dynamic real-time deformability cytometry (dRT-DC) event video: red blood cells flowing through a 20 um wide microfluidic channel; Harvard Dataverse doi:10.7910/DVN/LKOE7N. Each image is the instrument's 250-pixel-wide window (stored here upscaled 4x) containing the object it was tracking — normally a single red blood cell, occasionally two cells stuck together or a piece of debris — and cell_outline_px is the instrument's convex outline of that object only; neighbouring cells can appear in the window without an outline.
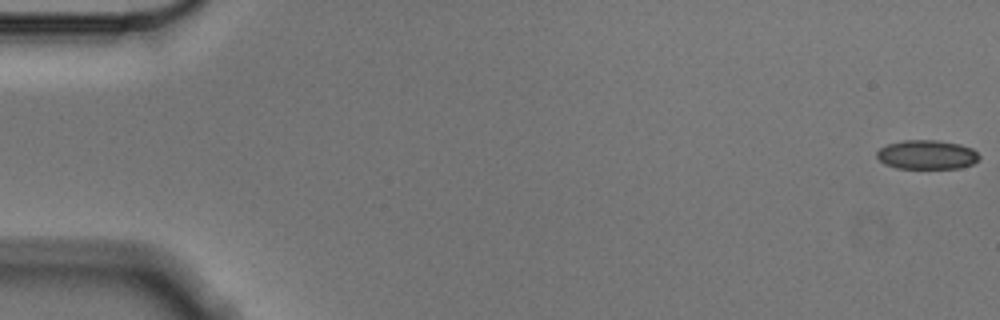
{"species": "Egyptian fruit bat (a non-hibernating species)", "species_latin": "Rousettus aegyptiacus", "temperature_condition": "cold", "stored_images_in_passage": 56, "camera_frame_rate_fps": 3000, "um_per_image_px": 0.085, "animal": {"sex": "male"}, "frame": {"image": 1, "passage_image": 1, "time_ms": 0.0, "image_size_px": [1000, 320], "cell_outline_px": [[980, 156], [972, 164], [960, 168], [896, 168], [884, 164], [876, 156], [876, 152], [880, 148], [888, 144], [904, 140], [936, 140], [960, 144], [972, 148]], "centroid_in_image_um": [78.76, 13.15], "position_along_channel_um": 6.2, "area_um2": 17.34}}
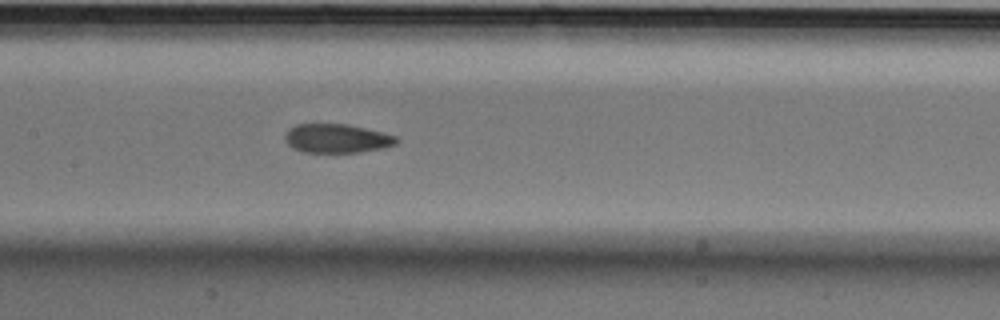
{"frame": {"image": 2, "passage_image": 27, "time_ms": 8.667, "image_size_px": [1000, 320], "cell_outline_px": [[400, 140], [396, 144], [384, 148], [360, 152], [304, 152], [292, 148], [284, 140], [284, 136], [288, 128], [296, 124], [348, 124], [384, 132], [396, 136]], "centroid_in_image_um": [28.64, 11.76], "position_along_channel_um": 178.8, "area_um2": 19.02}}
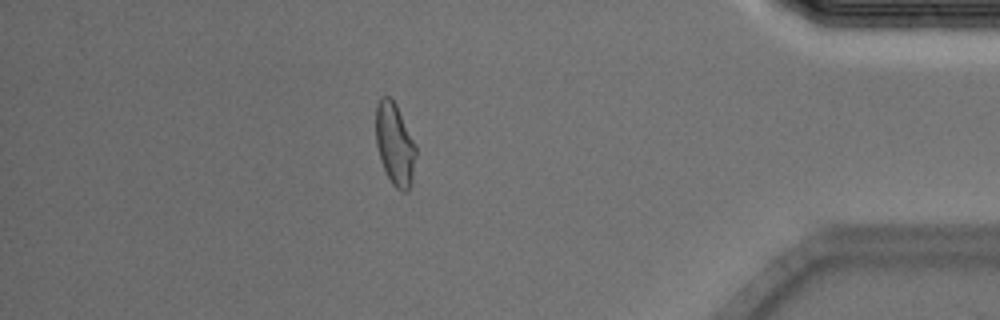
{"frame": {"image": 3, "passage_image": 49, "time_ms": 16.0, "image_size_px": [1000, 320], "cell_outline_px": [[416, 156], [412, 180], [408, 192], [404, 192], [396, 188], [392, 184], [384, 172], [380, 160], [376, 144], [376, 104], [380, 96], [388, 96], [396, 104], [416, 144]], "centroid_in_image_um": [33.56, 12.27], "position_along_channel_um": 401.6, "area_um2": 19.48}, "authors_computed_cell_mechanics": {"area_um2": 19.4786, "velocity_mm_per_s": 3.5546, "shape_relaxation_time_tau1_ms": 8.1289, "shape_relaxation_time_tau2_ms": 2.1364, "deformation_change_tau1": 0.1438, "deformation_change_tau2": 0.0595}}